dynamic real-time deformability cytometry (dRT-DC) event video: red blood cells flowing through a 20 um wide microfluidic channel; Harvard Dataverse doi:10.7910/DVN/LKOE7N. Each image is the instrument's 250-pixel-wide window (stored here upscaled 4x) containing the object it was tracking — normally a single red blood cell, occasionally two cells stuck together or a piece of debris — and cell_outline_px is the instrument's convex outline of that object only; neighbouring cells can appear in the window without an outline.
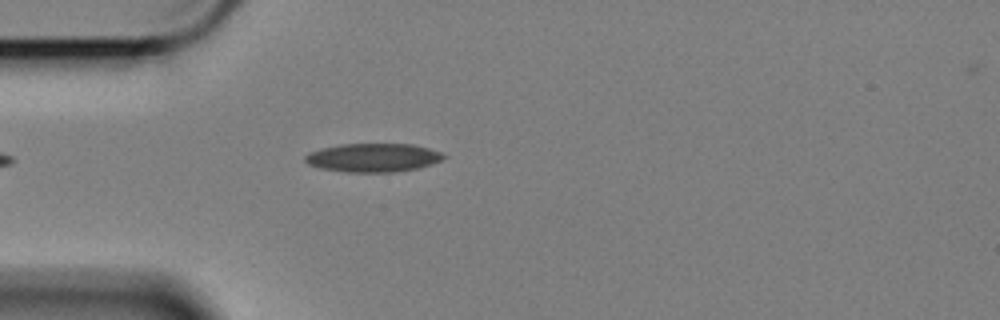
{"species": "Egyptian fruit bat (a non-hibernating species)", "species_latin": "Rousettus aegyptiacus", "temperature_condition": "cold", "stored_images_in_passage": 17, "camera_frame_rate_fps": 3000, "um_per_image_px": 0.085, "animal": {"sex": "female"}, "frame": {"image": 1, "passage_image": 1, "time_ms": 0.0, "image_size_px": [1000, 320], "cell_outline_px": [[448, 156], [432, 164], [416, 168], [392, 172], [344, 172], [320, 168], [308, 164], [304, 160], [304, 156], [312, 152], [324, 148], [344, 144], [412, 144], [428, 148], [440, 152]], "centroid_in_image_um": [31.72, 13.4], "position_along_channel_um": 53.3, "area_um2": 22.83}}
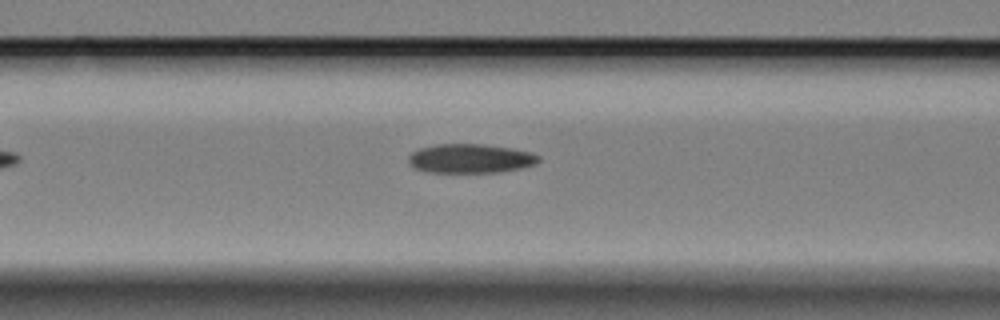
{"frame": {"image": 2, "passage_image": 8, "time_ms": 2.333, "image_size_px": [1000, 320], "cell_outline_px": [[540, 160], [536, 164], [520, 168], [500, 172], [428, 172], [416, 168], [408, 164], [408, 156], [412, 152], [420, 148], [436, 144], [480, 144], [508, 148], [528, 152], [540, 156]], "centroid_in_image_um": [39.95, 13.48], "position_along_channel_um": 126.7, "area_um2": 21.91}}
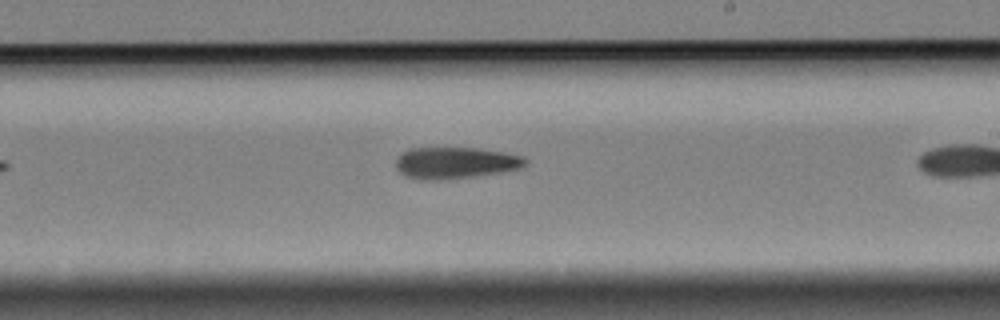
{"frame": {"image": 3, "passage_image": 15, "time_ms": 4.667, "image_size_px": [1000, 320], "cell_outline_px": [[528, 160], [520, 168], [500, 172], [472, 176], [436, 180], [420, 180], [404, 176], [396, 168], [396, 160], [408, 148], [476, 148], [504, 152], [520, 156]], "centroid_in_image_um": [38.66, 13.84], "position_along_channel_um": 250.3, "area_um2": 23.52}}